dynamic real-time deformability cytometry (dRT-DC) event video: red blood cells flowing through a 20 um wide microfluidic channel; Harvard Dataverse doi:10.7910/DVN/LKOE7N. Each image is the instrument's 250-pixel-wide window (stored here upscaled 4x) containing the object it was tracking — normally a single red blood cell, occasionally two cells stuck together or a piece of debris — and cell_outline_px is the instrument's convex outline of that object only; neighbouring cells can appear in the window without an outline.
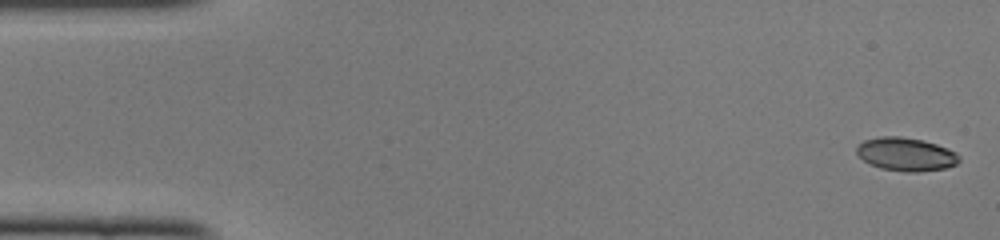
{"species": "common noctule bat (a hibernating species)", "species_latin": "Nyctalus noctula", "temperature_condition": "cold", "stored_images_in_passage": 48, "camera_frame_rate_fps": 3000, "um_per_image_px": 0.085, "animal": {"sex": "female", "body_mass_g": 22.0, "forearm_length_mm": 56.7}, "frame": {"image": 1, "passage_image": 1, "time_ms": 0.0, "image_size_px": [1000, 240], "cell_outline_px": [[960, 160], [956, 164], [944, 168], [920, 172], [904, 172], [880, 168], [864, 160], [856, 152], [856, 148], [864, 140], [880, 136], [900, 136], [924, 140], [948, 148], [956, 152], [960, 156]], "centroid_in_image_um": [77.03, 13.11], "position_along_channel_um": 8.0, "area_um2": 19.94}}
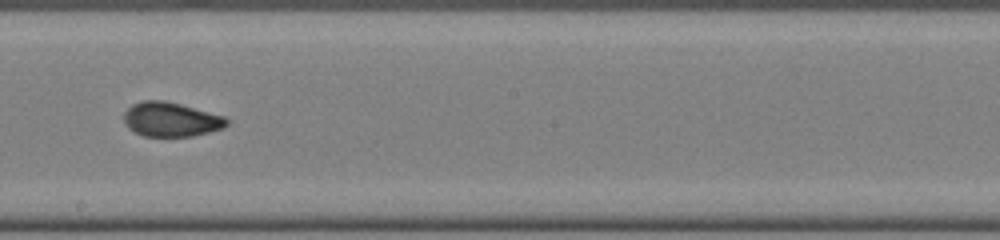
{"frame": {"image": 2, "passage_image": 27, "time_ms": 8.667, "image_size_px": [1000, 240], "cell_outline_px": [[228, 124], [224, 128], [192, 136], [144, 136], [128, 128], [124, 120], [124, 112], [132, 104], [140, 100], [164, 100], [180, 104], [224, 116], [228, 120]], "centroid_in_image_um": [14.52, 10.14], "position_along_channel_um": 233.7, "area_um2": 20.52}}
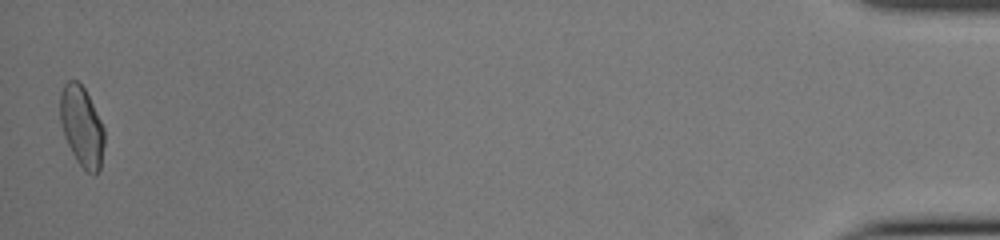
{"frame": {"image": 3, "passage_image": 48, "time_ms": 15.667, "image_size_px": [1000, 240], "cell_outline_px": [[104, 144], [100, 168], [92, 176], [76, 160], [64, 136], [60, 120], [60, 92], [64, 84], [68, 80], [76, 80], [84, 88], [104, 128]], "centroid_in_image_um": [6.94, 10.74], "position_along_channel_um": 428.3, "area_um2": 20.4}, "authors_computed_cell_mechanics": {"area_um2": 20.2878, "velocity_mm_per_s": 4.1104, "shape_relaxation_time_tau1_ms": null, "shape_relaxation_time_tau2_ms": 1.0942, "deformation_change_tau1": null, "deformation_change_tau2": 0.0602}}